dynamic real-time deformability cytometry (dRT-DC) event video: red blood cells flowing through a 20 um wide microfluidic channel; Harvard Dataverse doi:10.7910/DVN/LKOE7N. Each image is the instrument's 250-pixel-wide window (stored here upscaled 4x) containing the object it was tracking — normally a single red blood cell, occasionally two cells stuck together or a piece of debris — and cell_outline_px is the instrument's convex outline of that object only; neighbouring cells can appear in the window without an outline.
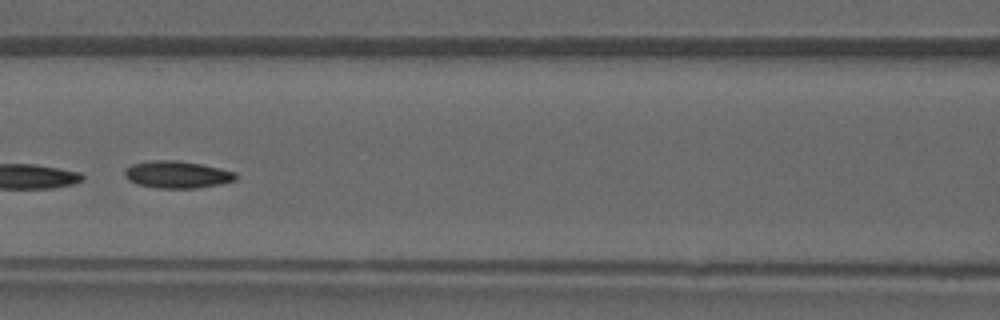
{"species": "common noctule bat (a hibernating species)", "species_latin": "Nyctalus noctula", "temperature_condition": "warm", "stored_images_in_passage": 31, "camera_frame_rate_fps": 3000, "um_per_image_px": 0.085, "animal": {"sex": "male", "forearm_length_mm": 52.5}, "frame": {"image": 1, "passage_image": 11, "time_ms": 3.333, "image_size_px": [1000, 320], "cell_outline_px": [[236, 180], [220, 184], [196, 188], [156, 188], [136, 184], [128, 180], [124, 176], [124, 168], [132, 164], [148, 160], [176, 160], [200, 164], [220, 168], [236, 172]], "centroid_in_image_um": [15.01, 14.83], "position_along_channel_um": 151.6, "area_um2": 17.74}}